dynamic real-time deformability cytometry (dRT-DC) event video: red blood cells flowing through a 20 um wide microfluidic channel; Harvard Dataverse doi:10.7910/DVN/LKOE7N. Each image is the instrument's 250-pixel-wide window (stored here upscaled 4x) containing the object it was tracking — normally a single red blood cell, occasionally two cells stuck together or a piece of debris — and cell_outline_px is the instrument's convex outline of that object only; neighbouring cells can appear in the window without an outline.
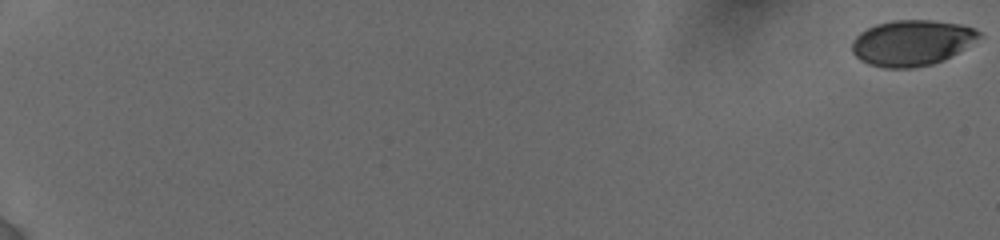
{"species": "human", "species_latin": "Homo sapiens", "temperature_condition": "cold", "stored_images_in_passage": 7, "camera_frame_rate_fps": 3000, "um_per_image_px": 0.085, "donor": {"sex": "female"}, "frame": {"image": 1, "passage_image": 1, "time_ms": 0.0, "image_size_px": [1000, 240], "cell_outline_px": [[984, 36], [944, 60], [932, 64], [912, 68], [884, 68], [868, 64], [860, 60], [852, 52], [852, 40], [860, 32], [876, 24], [892, 20], [932, 20], [960, 24], [976, 28]], "centroid_in_image_um": [77.51, 3.63], "position_along_channel_um": 7.5, "area_um2": 34.04}}
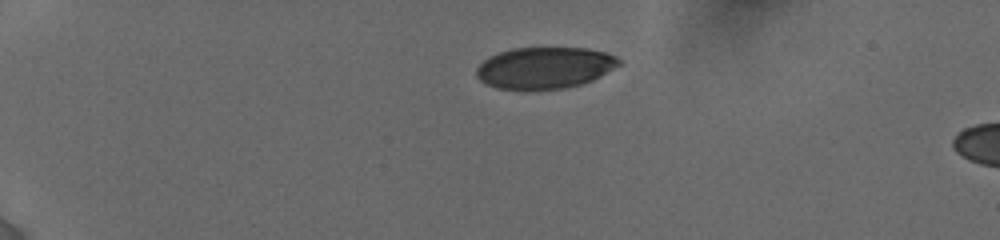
{"frame": {"image": 2, "passage_image": 5, "time_ms": 5.0, "image_size_px": [1000, 240], "cell_outline_px": [[620, 64], [600, 76], [592, 80], [580, 84], [564, 88], [496, 88], [484, 84], [476, 76], [476, 68], [488, 56], [512, 48], [588, 48], [604, 52], [616, 56], [620, 60]], "centroid_in_image_um": [46.27, 5.74], "position_along_channel_um": 38.7, "area_um2": 34.1}}